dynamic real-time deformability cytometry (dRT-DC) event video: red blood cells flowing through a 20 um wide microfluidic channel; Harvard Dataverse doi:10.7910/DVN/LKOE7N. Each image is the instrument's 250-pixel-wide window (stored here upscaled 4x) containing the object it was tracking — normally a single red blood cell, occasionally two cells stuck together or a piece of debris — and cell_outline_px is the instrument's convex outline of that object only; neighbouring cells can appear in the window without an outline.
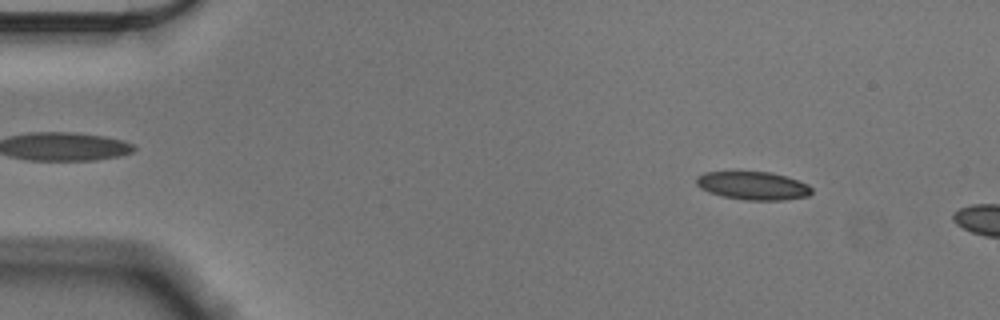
{"species": "Egyptian fruit bat (a non-hibernating species)", "species_latin": "Rousettus aegyptiacus", "temperature_condition": "cold", "stored_images_in_passage": 16, "camera_frame_rate_fps": 3000, "um_per_image_px": 0.085, "animal": {"sex": "male"}, "frame": {"image": 1, "passage_image": 6, "time_ms": 1.667, "image_size_px": [1000, 320], "cell_outline_px": [[812, 192], [808, 196], [784, 200], [744, 200], [720, 196], [708, 192], [700, 188], [696, 184], [696, 176], [704, 172], [772, 172], [788, 176], [808, 184], [812, 188]], "centroid_in_image_um": [64.0, 15.78], "position_along_channel_um": 21.0, "area_um2": 19.19}}